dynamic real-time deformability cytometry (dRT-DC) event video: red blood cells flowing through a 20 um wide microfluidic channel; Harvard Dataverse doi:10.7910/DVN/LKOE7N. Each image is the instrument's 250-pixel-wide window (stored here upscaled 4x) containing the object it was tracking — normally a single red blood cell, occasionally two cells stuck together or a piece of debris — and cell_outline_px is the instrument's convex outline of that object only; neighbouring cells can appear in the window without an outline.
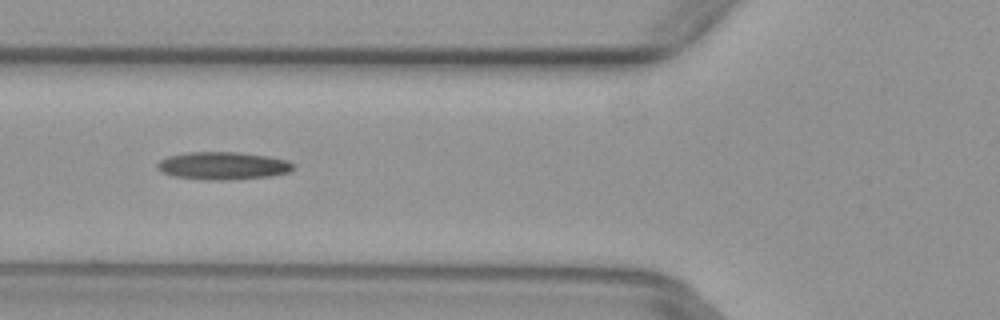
{"species": "common noctule bat (a hibernating species)", "species_latin": "Nyctalus noctula", "temperature_condition": "warm", "stored_images_in_passage": 6, "camera_frame_rate_fps": 3000, "um_per_image_px": 0.085, "animal": {"sex": "female", "body_mass_g": 29.2, "forearm_length_mm": 56.3}, "frame": {"image": 1, "passage_image": 6, "time_ms": 1.667, "image_size_px": [1000, 320], "cell_outline_px": [[292, 168], [288, 172], [272, 176], [236, 180], [204, 180], [172, 176], [156, 168], [156, 164], [160, 160], [168, 156], [184, 152], [240, 152], [268, 156], [288, 160], [292, 164]], "centroid_in_image_um": [18.92, 14.09], "position_along_channel_um": 106.9, "area_um2": 22.2}}